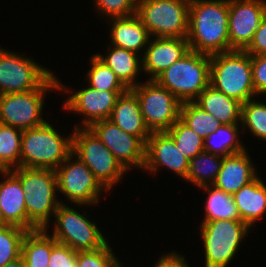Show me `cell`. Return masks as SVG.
I'll return each instance as SVG.
<instances>
[{
  "mask_svg": "<svg viewBox=\"0 0 266 267\" xmlns=\"http://www.w3.org/2000/svg\"><path fill=\"white\" fill-rule=\"evenodd\" d=\"M200 227L205 267H227L251 229L242 220L230 219L202 222Z\"/></svg>",
  "mask_w": 266,
  "mask_h": 267,
  "instance_id": "9c48e42d",
  "label": "cell"
},
{
  "mask_svg": "<svg viewBox=\"0 0 266 267\" xmlns=\"http://www.w3.org/2000/svg\"><path fill=\"white\" fill-rule=\"evenodd\" d=\"M245 51L250 56L266 54V15L262 19L260 26L254 34L253 40Z\"/></svg>",
  "mask_w": 266,
  "mask_h": 267,
  "instance_id": "ab89813d",
  "label": "cell"
},
{
  "mask_svg": "<svg viewBox=\"0 0 266 267\" xmlns=\"http://www.w3.org/2000/svg\"><path fill=\"white\" fill-rule=\"evenodd\" d=\"M76 262L78 267H123L108 242L94 251L77 252Z\"/></svg>",
  "mask_w": 266,
  "mask_h": 267,
  "instance_id": "d590c367",
  "label": "cell"
},
{
  "mask_svg": "<svg viewBox=\"0 0 266 267\" xmlns=\"http://www.w3.org/2000/svg\"><path fill=\"white\" fill-rule=\"evenodd\" d=\"M222 164V156L202 151L190 159L186 181L195 184L198 188L212 185L221 170Z\"/></svg>",
  "mask_w": 266,
  "mask_h": 267,
  "instance_id": "f1b7e54d",
  "label": "cell"
},
{
  "mask_svg": "<svg viewBox=\"0 0 266 267\" xmlns=\"http://www.w3.org/2000/svg\"><path fill=\"white\" fill-rule=\"evenodd\" d=\"M112 22L110 38L113 46L140 53L151 36L136 14L109 18ZM114 22V23H113Z\"/></svg>",
  "mask_w": 266,
  "mask_h": 267,
  "instance_id": "7402d4cb",
  "label": "cell"
},
{
  "mask_svg": "<svg viewBox=\"0 0 266 267\" xmlns=\"http://www.w3.org/2000/svg\"><path fill=\"white\" fill-rule=\"evenodd\" d=\"M108 50L105 57L102 54L96 53V55L128 89L137 86L139 83H136V77L139 71H142V60L138 58V53L113 45L112 49L110 46Z\"/></svg>",
  "mask_w": 266,
  "mask_h": 267,
  "instance_id": "d4e9b609",
  "label": "cell"
},
{
  "mask_svg": "<svg viewBox=\"0 0 266 267\" xmlns=\"http://www.w3.org/2000/svg\"><path fill=\"white\" fill-rule=\"evenodd\" d=\"M22 183L27 211V231L45 229L50 217L63 203L57 200L56 171L51 169L18 167L11 170Z\"/></svg>",
  "mask_w": 266,
  "mask_h": 267,
  "instance_id": "7a4b0ae2",
  "label": "cell"
},
{
  "mask_svg": "<svg viewBox=\"0 0 266 267\" xmlns=\"http://www.w3.org/2000/svg\"><path fill=\"white\" fill-rule=\"evenodd\" d=\"M186 38L195 52H228L229 0H190Z\"/></svg>",
  "mask_w": 266,
  "mask_h": 267,
  "instance_id": "6da1fadb",
  "label": "cell"
},
{
  "mask_svg": "<svg viewBox=\"0 0 266 267\" xmlns=\"http://www.w3.org/2000/svg\"><path fill=\"white\" fill-rule=\"evenodd\" d=\"M68 91L65 85L53 75L41 88L23 93L0 95V123L21 130L41 126L47 121L42 119L44 95L49 90Z\"/></svg>",
  "mask_w": 266,
  "mask_h": 267,
  "instance_id": "52a82bcc",
  "label": "cell"
},
{
  "mask_svg": "<svg viewBox=\"0 0 266 267\" xmlns=\"http://www.w3.org/2000/svg\"><path fill=\"white\" fill-rule=\"evenodd\" d=\"M8 224L5 222V220L3 219L2 213H1V209H0V228L7 226Z\"/></svg>",
  "mask_w": 266,
  "mask_h": 267,
  "instance_id": "7bdbcfd3",
  "label": "cell"
},
{
  "mask_svg": "<svg viewBox=\"0 0 266 267\" xmlns=\"http://www.w3.org/2000/svg\"><path fill=\"white\" fill-rule=\"evenodd\" d=\"M4 179L0 183V209L8 225H15L27 230V211L25 192L19 178L11 171H0Z\"/></svg>",
  "mask_w": 266,
  "mask_h": 267,
  "instance_id": "ffe728a7",
  "label": "cell"
},
{
  "mask_svg": "<svg viewBox=\"0 0 266 267\" xmlns=\"http://www.w3.org/2000/svg\"><path fill=\"white\" fill-rule=\"evenodd\" d=\"M52 250V236L45 229L28 231L22 241L25 267H48Z\"/></svg>",
  "mask_w": 266,
  "mask_h": 267,
  "instance_id": "484cf974",
  "label": "cell"
},
{
  "mask_svg": "<svg viewBox=\"0 0 266 267\" xmlns=\"http://www.w3.org/2000/svg\"><path fill=\"white\" fill-rule=\"evenodd\" d=\"M74 131L72 153L89 167L106 190H110L127 170L89 128L76 125Z\"/></svg>",
  "mask_w": 266,
  "mask_h": 267,
  "instance_id": "ba28073f",
  "label": "cell"
},
{
  "mask_svg": "<svg viewBox=\"0 0 266 267\" xmlns=\"http://www.w3.org/2000/svg\"><path fill=\"white\" fill-rule=\"evenodd\" d=\"M251 65L255 94H266V54L251 56Z\"/></svg>",
  "mask_w": 266,
  "mask_h": 267,
  "instance_id": "f35d334b",
  "label": "cell"
},
{
  "mask_svg": "<svg viewBox=\"0 0 266 267\" xmlns=\"http://www.w3.org/2000/svg\"><path fill=\"white\" fill-rule=\"evenodd\" d=\"M190 0H137L136 15L150 36L186 38Z\"/></svg>",
  "mask_w": 266,
  "mask_h": 267,
  "instance_id": "8992f818",
  "label": "cell"
},
{
  "mask_svg": "<svg viewBox=\"0 0 266 267\" xmlns=\"http://www.w3.org/2000/svg\"><path fill=\"white\" fill-rule=\"evenodd\" d=\"M157 262L158 263L154 267H188L189 265L183 255H178V253L176 254L174 251L168 255H162Z\"/></svg>",
  "mask_w": 266,
  "mask_h": 267,
  "instance_id": "60d3db41",
  "label": "cell"
},
{
  "mask_svg": "<svg viewBox=\"0 0 266 267\" xmlns=\"http://www.w3.org/2000/svg\"><path fill=\"white\" fill-rule=\"evenodd\" d=\"M241 220L249 227L266 212V185L258 176L233 194Z\"/></svg>",
  "mask_w": 266,
  "mask_h": 267,
  "instance_id": "603a6c76",
  "label": "cell"
},
{
  "mask_svg": "<svg viewBox=\"0 0 266 267\" xmlns=\"http://www.w3.org/2000/svg\"><path fill=\"white\" fill-rule=\"evenodd\" d=\"M194 102L222 124H239L238 122H241L242 103L228 97L211 85Z\"/></svg>",
  "mask_w": 266,
  "mask_h": 267,
  "instance_id": "cb8c5ba5",
  "label": "cell"
},
{
  "mask_svg": "<svg viewBox=\"0 0 266 267\" xmlns=\"http://www.w3.org/2000/svg\"><path fill=\"white\" fill-rule=\"evenodd\" d=\"M148 44L141 60L142 70L151 76L149 80H154L190 51L187 38L155 37Z\"/></svg>",
  "mask_w": 266,
  "mask_h": 267,
  "instance_id": "ac0fdd59",
  "label": "cell"
},
{
  "mask_svg": "<svg viewBox=\"0 0 266 267\" xmlns=\"http://www.w3.org/2000/svg\"><path fill=\"white\" fill-rule=\"evenodd\" d=\"M239 124H222L204 139V151L222 157L245 151L239 140ZM216 139V140H215Z\"/></svg>",
  "mask_w": 266,
  "mask_h": 267,
  "instance_id": "4316f807",
  "label": "cell"
},
{
  "mask_svg": "<svg viewBox=\"0 0 266 267\" xmlns=\"http://www.w3.org/2000/svg\"><path fill=\"white\" fill-rule=\"evenodd\" d=\"M254 165L247 150L223 157V164L214 183V187L226 193L234 194L257 177Z\"/></svg>",
  "mask_w": 266,
  "mask_h": 267,
  "instance_id": "d6986e66",
  "label": "cell"
},
{
  "mask_svg": "<svg viewBox=\"0 0 266 267\" xmlns=\"http://www.w3.org/2000/svg\"><path fill=\"white\" fill-rule=\"evenodd\" d=\"M166 132L172 137L178 150L189 160L204 151V139L181 119L177 120Z\"/></svg>",
  "mask_w": 266,
  "mask_h": 267,
  "instance_id": "1f68e13d",
  "label": "cell"
},
{
  "mask_svg": "<svg viewBox=\"0 0 266 267\" xmlns=\"http://www.w3.org/2000/svg\"><path fill=\"white\" fill-rule=\"evenodd\" d=\"M109 120L124 132L137 136L144 144L151 135L144 122L139 100L131 89L118 97Z\"/></svg>",
  "mask_w": 266,
  "mask_h": 267,
  "instance_id": "44dd1931",
  "label": "cell"
},
{
  "mask_svg": "<svg viewBox=\"0 0 266 267\" xmlns=\"http://www.w3.org/2000/svg\"><path fill=\"white\" fill-rule=\"evenodd\" d=\"M77 252L52 237V250L48 267H78Z\"/></svg>",
  "mask_w": 266,
  "mask_h": 267,
  "instance_id": "74e56055",
  "label": "cell"
},
{
  "mask_svg": "<svg viewBox=\"0 0 266 267\" xmlns=\"http://www.w3.org/2000/svg\"><path fill=\"white\" fill-rule=\"evenodd\" d=\"M136 94L144 122L151 132L168 131L180 119L182 102L155 80L131 88Z\"/></svg>",
  "mask_w": 266,
  "mask_h": 267,
  "instance_id": "30bf717a",
  "label": "cell"
},
{
  "mask_svg": "<svg viewBox=\"0 0 266 267\" xmlns=\"http://www.w3.org/2000/svg\"><path fill=\"white\" fill-rule=\"evenodd\" d=\"M22 132L19 128L0 123V171L20 167Z\"/></svg>",
  "mask_w": 266,
  "mask_h": 267,
  "instance_id": "f546056e",
  "label": "cell"
},
{
  "mask_svg": "<svg viewBox=\"0 0 266 267\" xmlns=\"http://www.w3.org/2000/svg\"><path fill=\"white\" fill-rule=\"evenodd\" d=\"M2 267H25V264H24L23 258L20 257V258L16 259L15 261L7 263L6 265H4Z\"/></svg>",
  "mask_w": 266,
  "mask_h": 267,
  "instance_id": "b9f144b4",
  "label": "cell"
},
{
  "mask_svg": "<svg viewBox=\"0 0 266 267\" xmlns=\"http://www.w3.org/2000/svg\"><path fill=\"white\" fill-rule=\"evenodd\" d=\"M53 73L31 58L0 48V95L41 88Z\"/></svg>",
  "mask_w": 266,
  "mask_h": 267,
  "instance_id": "7c38bea8",
  "label": "cell"
},
{
  "mask_svg": "<svg viewBox=\"0 0 266 267\" xmlns=\"http://www.w3.org/2000/svg\"><path fill=\"white\" fill-rule=\"evenodd\" d=\"M74 158L76 156L71 153L55 170L58 191L66 195L68 201L79 206L98 204L100 194L105 188L78 157L76 161H71Z\"/></svg>",
  "mask_w": 266,
  "mask_h": 267,
  "instance_id": "4fadbf2b",
  "label": "cell"
},
{
  "mask_svg": "<svg viewBox=\"0 0 266 267\" xmlns=\"http://www.w3.org/2000/svg\"><path fill=\"white\" fill-rule=\"evenodd\" d=\"M190 160L186 158L172 137L166 132H151L145 143V162L143 169L156 172L161 166L186 180ZM160 166V167H159Z\"/></svg>",
  "mask_w": 266,
  "mask_h": 267,
  "instance_id": "2e32d148",
  "label": "cell"
},
{
  "mask_svg": "<svg viewBox=\"0 0 266 267\" xmlns=\"http://www.w3.org/2000/svg\"><path fill=\"white\" fill-rule=\"evenodd\" d=\"M63 136L48 122L23 130L20 167L56 170L72 153V135Z\"/></svg>",
  "mask_w": 266,
  "mask_h": 267,
  "instance_id": "277c9868",
  "label": "cell"
},
{
  "mask_svg": "<svg viewBox=\"0 0 266 267\" xmlns=\"http://www.w3.org/2000/svg\"><path fill=\"white\" fill-rule=\"evenodd\" d=\"M265 15V0H229V51L245 50Z\"/></svg>",
  "mask_w": 266,
  "mask_h": 267,
  "instance_id": "9a60e30c",
  "label": "cell"
},
{
  "mask_svg": "<svg viewBox=\"0 0 266 267\" xmlns=\"http://www.w3.org/2000/svg\"><path fill=\"white\" fill-rule=\"evenodd\" d=\"M253 136L266 140V105L260 101L248 100L241 105V123Z\"/></svg>",
  "mask_w": 266,
  "mask_h": 267,
  "instance_id": "e575fe53",
  "label": "cell"
},
{
  "mask_svg": "<svg viewBox=\"0 0 266 267\" xmlns=\"http://www.w3.org/2000/svg\"><path fill=\"white\" fill-rule=\"evenodd\" d=\"M210 85L241 103L255 94L251 56L245 50L210 55Z\"/></svg>",
  "mask_w": 266,
  "mask_h": 267,
  "instance_id": "3957f363",
  "label": "cell"
},
{
  "mask_svg": "<svg viewBox=\"0 0 266 267\" xmlns=\"http://www.w3.org/2000/svg\"><path fill=\"white\" fill-rule=\"evenodd\" d=\"M27 232L15 225L0 228V267L21 257L22 241Z\"/></svg>",
  "mask_w": 266,
  "mask_h": 267,
  "instance_id": "836d02e7",
  "label": "cell"
},
{
  "mask_svg": "<svg viewBox=\"0 0 266 267\" xmlns=\"http://www.w3.org/2000/svg\"><path fill=\"white\" fill-rule=\"evenodd\" d=\"M88 128L126 170H129L131 166L144 167L145 144L137 136L124 132L109 119L96 121Z\"/></svg>",
  "mask_w": 266,
  "mask_h": 267,
  "instance_id": "5bb4252c",
  "label": "cell"
},
{
  "mask_svg": "<svg viewBox=\"0 0 266 267\" xmlns=\"http://www.w3.org/2000/svg\"><path fill=\"white\" fill-rule=\"evenodd\" d=\"M54 217L56 220L52 237L76 252L94 251L107 243L108 239L104 238L95 223L66 204L58 206Z\"/></svg>",
  "mask_w": 266,
  "mask_h": 267,
  "instance_id": "8fae6325",
  "label": "cell"
},
{
  "mask_svg": "<svg viewBox=\"0 0 266 267\" xmlns=\"http://www.w3.org/2000/svg\"><path fill=\"white\" fill-rule=\"evenodd\" d=\"M180 119L203 139L222 125L220 121L204 111L195 102L182 103Z\"/></svg>",
  "mask_w": 266,
  "mask_h": 267,
  "instance_id": "4dcf8cb0",
  "label": "cell"
},
{
  "mask_svg": "<svg viewBox=\"0 0 266 267\" xmlns=\"http://www.w3.org/2000/svg\"><path fill=\"white\" fill-rule=\"evenodd\" d=\"M97 11L106 17H127L136 14L137 0H95Z\"/></svg>",
  "mask_w": 266,
  "mask_h": 267,
  "instance_id": "8d00e7d4",
  "label": "cell"
},
{
  "mask_svg": "<svg viewBox=\"0 0 266 267\" xmlns=\"http://www.w3.org/2000/svg\"><path fill=\"white\" fill-rule=\"evenodd\" d=\"M126 91H98L91 87L79 90L64 102V109L84 116L81 127L88 128L99 120L109 119L118 97ZM86 117V118H85Z\"/></svg>",
  "mask_w": 266,
  "mask_h": 267,
  "instance_id": "e0dca14e",
  "label": "cell"
},
{
  "mask_svg": "<svg viewBox=\"0 0 266 267\" xmlns=\"http://www.w3.org/2000/svg\"><path fill=\"white\" fill-rule=\"evenodd\" d=\"M154 80L182 103L194 102L210 85V55L190 50Z\"/></svg>",
  "mask_w": 266,
  "mask_h": 267,
  "instance_id": "5b68a950",
  "label": "cell"
},
{
  "mask_svg": "<svg viewBox=\"0 0 266 267\" xmlns=\"http://www.w3.org/2000/svg\"><path fill=\"white\" fill-rule=\"evenodd\" d=\"M199 188L206 190L209 195L205 201L203 222L222 219L241 220L232 194L226 193L213 185H205Z\"/></svg>",
  "mask_w": 266,
  "mask_h": 267,
  "instance_id": "83f0119b",
  "label": "cell"
},
{
  "mask_svg": "<svg viewBox=\"0 0 266 267\" xmlns=\"http://www.w3.org/2000/svg\"><path fill=\"white\" fill-rule=\"evenodd\" d=\"M92 68L87 72L88 86L98 91H127L128 88L113 71L95 54L91 57Z\"/></svg>",
  "mask_w": 266,
  "mask_h": 267,
  "instance_id": "d6a6232c",
  "label": "cell"
}]
</instances>
